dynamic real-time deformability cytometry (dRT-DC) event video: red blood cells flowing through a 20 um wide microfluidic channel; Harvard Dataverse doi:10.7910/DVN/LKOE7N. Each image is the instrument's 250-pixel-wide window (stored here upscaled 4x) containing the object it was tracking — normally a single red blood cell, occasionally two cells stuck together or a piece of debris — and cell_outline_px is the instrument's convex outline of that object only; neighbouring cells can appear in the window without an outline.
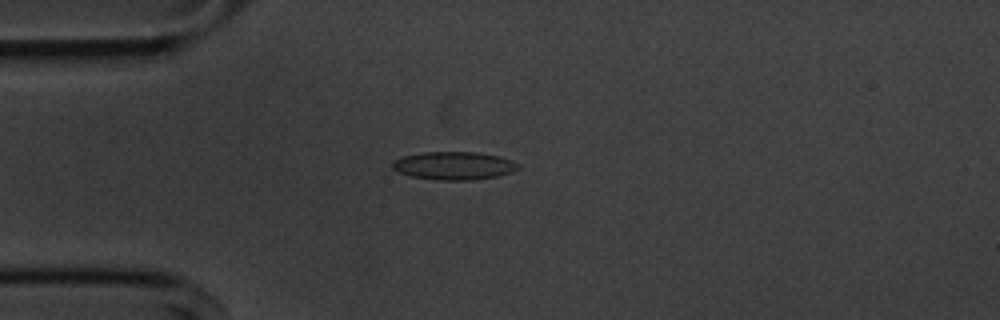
{"species": "common noctule bat (a hibernating species)", "species_latin": "Nyctalus noctula", "temperature_condition": "cold", "stored_images_in_passage": 46, "camera_frame_rate_fps": 3000, "um_per_image_px": 0.085, "animal": {"sex": "male", "body_mass_g": 20.1, "forearm_length_mm": 53.5}, "frame": {"image": 1, "passage_image": 5, "time_ms": 1.333, "image_size_px": [1000, 320], "cell_outline_px": [[520, 168], [512, 172], [496, 176], [468, 180], [436, 180], [412, 176], [396, 172], [392, 168], [392, 164], [396, 160], [404, 156], [424, 152], [480, 152], [500, 156], [512, 160], [520, 164]], "centroid_in_image_um": [38.61, 14.08], "position_along_channel_um": 46.4, "area_um2": 20.58}}
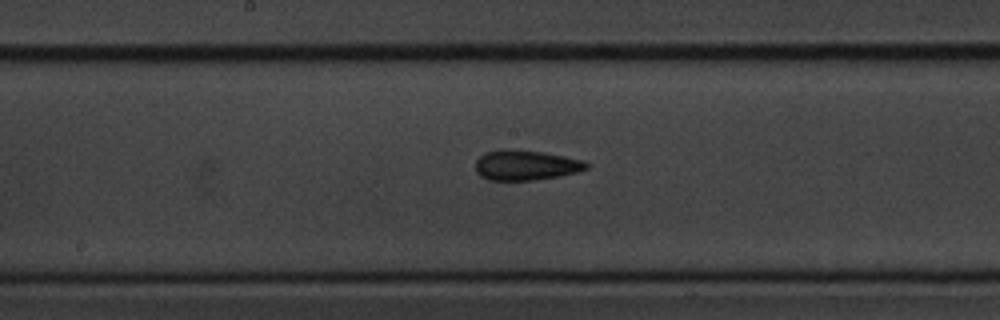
{"frame": {"image": 2, "passage_image": 19, "time_ms": 6.0, "image_size_px": [1000, 320], "cell_outline_px": [[592, 164], [588, 168], [576, 172], [560, 176], [532, 180], [488, 180], [480, 176], [476, 172], [476, 160], [484, 152], [500, 148], [508, 148], [544, 152], [584, 160]], "centroid_in_image_um": [44.69, 14.02], "position_along_channel_um": 203.5, "area_um2": 19.83}}
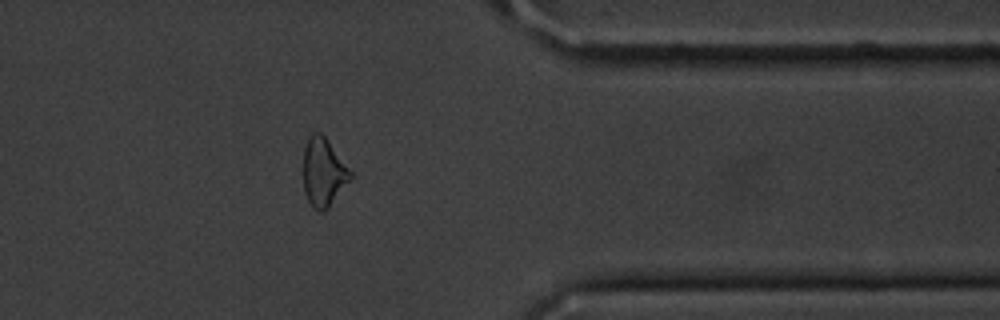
{"frame": {"image": 3, "passage_image": 35, "time_ms": 11.333, "image_size_px": [1000, 320], "cell_outline_px": [[356, 176], [328, 208], [324, 212], [320, 212], [312, 208], [304, 192], [304, 148], [308, 136], [312, 132], [320, 132], [328, 140]], "centroid_in_image_um": [27.54, 14.66], "position_along_channel_um": 383.9, "area_um2": 19.31}, "authors_computed_cell_mechanics": {"area_um2": 19.4786, "velocity_mm_per_s": 3.6462, "shape_relaxation_time_tau1_ms": 3.7789, "shape_relaxation_time_tau2_ms": 2.9274, "deformation_change_tau1": 0.1236, "deformation_change_tau2": 0.1205}}